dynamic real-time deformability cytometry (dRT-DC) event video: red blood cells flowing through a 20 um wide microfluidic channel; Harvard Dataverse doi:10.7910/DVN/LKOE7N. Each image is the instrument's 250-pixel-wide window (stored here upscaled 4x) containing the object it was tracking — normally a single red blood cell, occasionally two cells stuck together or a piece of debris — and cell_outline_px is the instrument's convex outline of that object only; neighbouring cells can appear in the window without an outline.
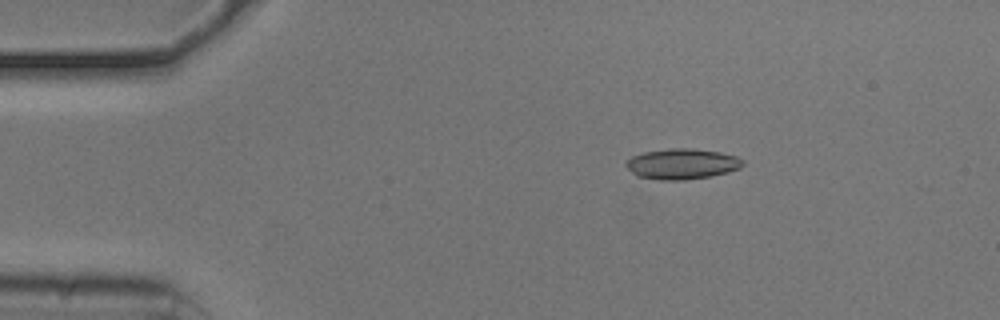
{"species": "common noctule bat (a hibernating species)", "species_latin": "Nyctalus noctula", "temperature_condition": "cold", "stored_images_in_passage": 21, "camera_frame_rate_fps": 3000, "um_per_image_px": 0.085, "animal": {"sex": "male", "body_mass_g": 20.5, "forearm_length_mm": 52.5}, "frame": {"image": 1, "passage_image": 2, "time_ms": 0.333, "image_size_px": [1000, 320], "cell_outline_px": [[744, 164], [740, 168], [728, 172], [708, 176], [684, 180], [660, 180], [636, 176], [624, 164], [632, 156], [644, 152], [668, 148], [692, 148], [720, 152], [736, 156], [744, 160]], "centroid_in_image_um": [57.97, 13.92], "position_along_channel_um": 27.0, "area_um2": 20.81}}
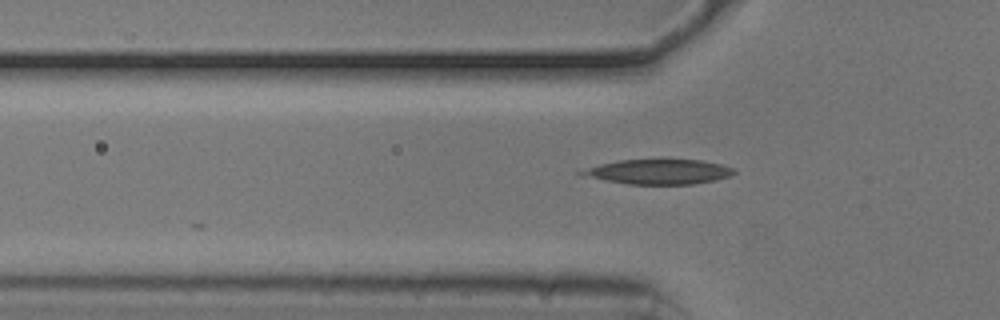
{"frame": {"image": 2, "passage_image": 10, "time_ms": 3.0, "image_size_px": [1000, 320], "cell_outline_px": [[736, 172], [732, 176], [716, 180], [692, 184], [628, 184], [608, 180], [576, 172], [600, 164], [620, 160], [700, 160], [720, 164], [736, 168]], "centroid_in_image_um": [56.12, 14.6], "position_along_channel_um": 69.7, "area_um2": 21.62}}
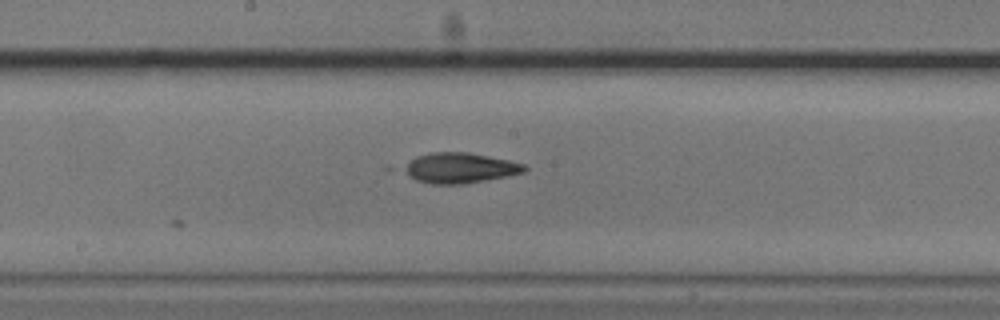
{"frame": {"image": 3, "passage_image": 21, "time_ms": 6.667, "image_size_px": [1000, 320], "cell_outline_px": [[528, 168], [524, 172], [464, 184], [432, 184], [416, 180], [408, 176], [400, 168], [416, 156], [432, 152], [468, 152], [508, 160], [524, 164]], "centroid_in_image_um": [39.02, 14.27], "position_along_channel_um": 209.2, "area_um2": 21.21}}